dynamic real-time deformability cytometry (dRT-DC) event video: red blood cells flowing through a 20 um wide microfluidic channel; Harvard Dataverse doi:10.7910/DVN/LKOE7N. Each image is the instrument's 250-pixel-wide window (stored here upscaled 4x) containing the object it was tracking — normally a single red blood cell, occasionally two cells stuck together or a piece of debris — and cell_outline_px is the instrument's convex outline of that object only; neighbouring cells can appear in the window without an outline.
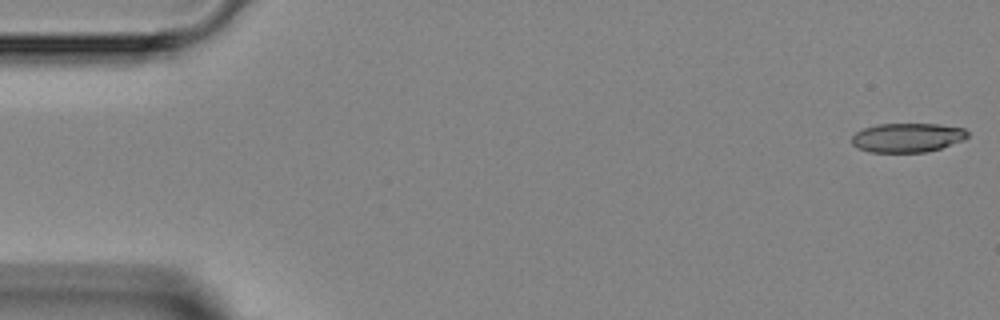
{"species": "Egyptian fruit bat (a non-hibernating species)", "species_latin": "Rousettus aegyptiacus", "temperature_condition": "room temperature", "stored_images_in_passage": 3, "camera_frame_rate_fps": 3000, "um_per_image_px": 0.085, "animal": {"sex": "female"}, "frame": {"image": 1, "passage_image": 1, "time_ms": 0.0, "image_size_px": [1000, 320], "cell_outline_px": [[968, 136], [964, 140], [928, 152], [868, 152], [852, 144], [852, 136], [856, 132], [864, 128], [880, 124], [940, 124], [964, 128], [968, 132]], "centroid_in_image_um": [77.15, 11.69], "position_along_channel_um": 7.9, "area_um2": 19.65}}
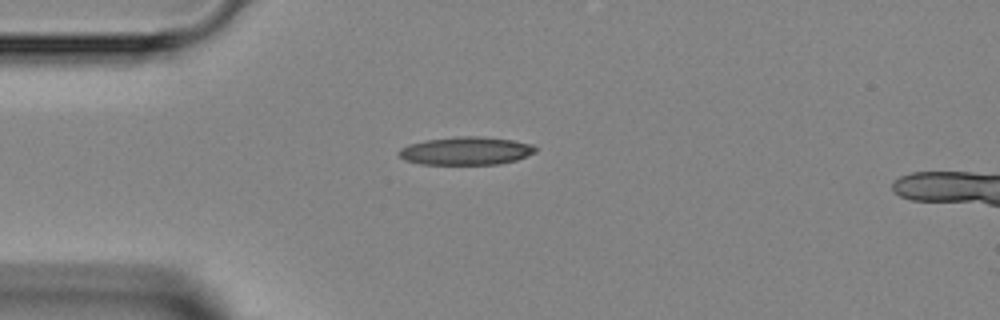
{"frame": {"image": 2, "passage_image": 3, "time_ms": 3.667, "image_size_px": [1000, 320], "cell_outline_px": [[536, 152], [516, 160], [500, 164], [420, 164], [404, 160], [396, 152], [400, 148], [408, 144], [424, 140], [456, 136], [476, 136], [512, 140], [532, 144], [536, 148]], "centroid_in_image_um": [39.57, 12.82], "position_along_channel_um": 45.4, "area_um2": 22.43}}